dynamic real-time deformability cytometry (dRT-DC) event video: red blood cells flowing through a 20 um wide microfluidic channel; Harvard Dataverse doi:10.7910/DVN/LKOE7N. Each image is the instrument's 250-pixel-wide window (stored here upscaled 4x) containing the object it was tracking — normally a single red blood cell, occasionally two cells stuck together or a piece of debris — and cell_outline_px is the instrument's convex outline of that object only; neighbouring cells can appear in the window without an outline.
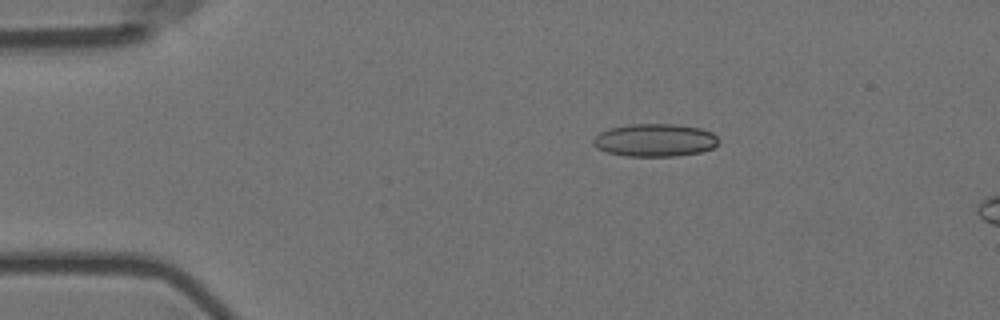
{"species": "Egyptian fruit bat (a non-hibernating species)", "species_latin": "Rousettus aegyptiacus", "temperature_condition": "room temperature", "stored_images_in_passage": 8, "camera_frame_rate_fps": 3000, "um_per_image_px": 0.085, "animal": {"sex": "female"}, "frame": {"image": 1, "passage_image": 3, "time_ms": 0.667, "image_size_px": [1000, 320], "cell_outline_px": [[720, 140], [712, 148], [700, 152], [676, 156], [628, 156], [608, 152], [596, 148], [592, 144], [592, 140], [600, 132], [608, 128], [628, 124], [676, 124], [700, 128], [712, 132]], "centroid_in_image_um": [55.65, 11.9], "position_along_channel_um": 29.4, "area_um2": 24.04}}
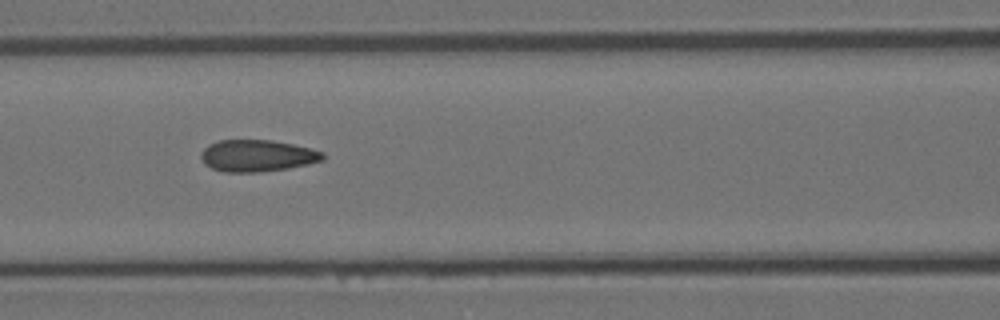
{"frame": {"image": 2, "passage_image": 7, "time_ms": 2.0, "image_size_px": [1000, 320], "cell_outline_px": [[324, 160], [308, 164], [288, 168], [256, 172], [224, 172], [212, 168], [204, 164], [200, 156], [204, 148], [208, 144], [220, 140], [272, 140], [312, 148], [324, 152]], "centroid_in_image_um": [21.87, 13.23], "position_along_channel_um": 144.7, "area_um2": 22.6}}
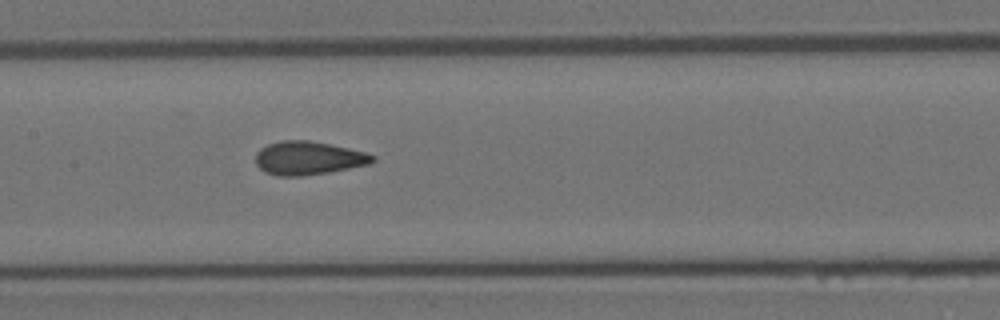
{"frame": {"image": 3, "passage_image": 8, "time_ms": 2.333, "image_size_px": [1000, 320], "cell_outline_px": [[376, 160], [368, 164], [328, 172], [304, 176], [276, 176], [264, 172], [256, 164], [256, 152], [260, 148], [268, 144], [280, 140], [308, 140], [348, 148], [364, 152], [376, 156]], "centroid_in_image_um": [26.17, 13.44], "position_along_channel_um": 181.2, "area_um2": 22.77}}